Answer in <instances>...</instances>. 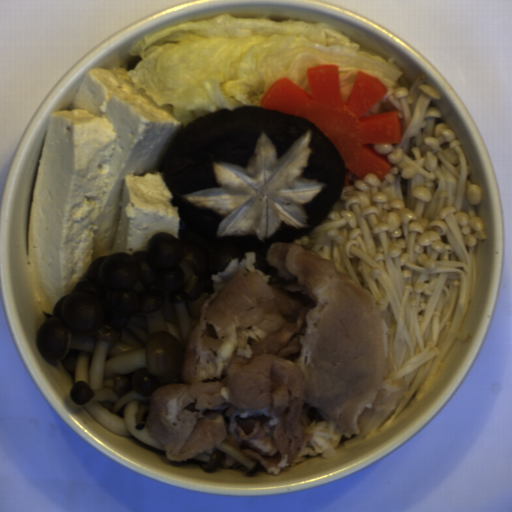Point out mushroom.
<instances>
[{"label": "mushroom", "mask_w": 512, "mask_h": 512, "mask_svg": "<svg viewBox=\"0 0 512 512\" xmlns=\"http://www.w3.org/2000/svg\"><path fill=\"white\" fill-rule=\"evenodd\" d=\"M158 168L188 230L249 253L316 229L346 182L339 152L315 123L261 107L192 120Z\"/></svg>", "instance_id": "983e1aa8"}]
</instances>
